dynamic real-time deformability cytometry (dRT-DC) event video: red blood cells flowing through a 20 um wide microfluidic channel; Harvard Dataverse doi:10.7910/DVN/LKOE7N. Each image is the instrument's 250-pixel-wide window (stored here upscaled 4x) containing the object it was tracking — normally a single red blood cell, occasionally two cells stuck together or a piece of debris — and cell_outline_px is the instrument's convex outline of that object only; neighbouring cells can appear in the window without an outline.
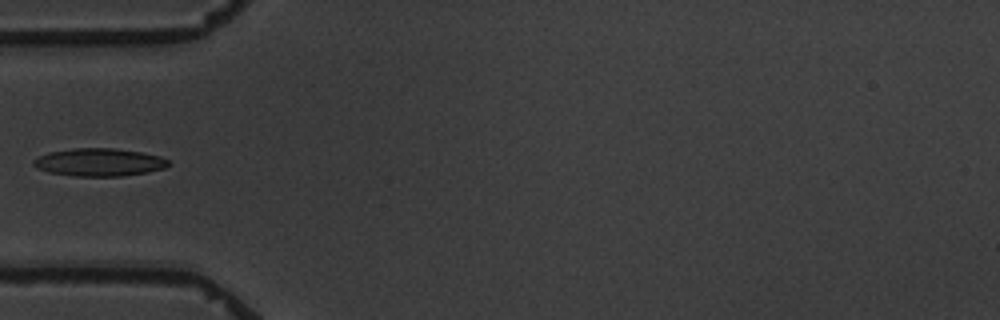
{"species": "common noctule bat (a hibernating species)", "species_latin": "Nyctalus noctula", "temperature_condition": "warm", "stored_images_in_passage": 6, "camera_frame_rate_fps": 3000, "um_per_image_px": 0.085, "animal": {"sex": "male", "body_mass_g": 19.5, "forearm_length_mm": 54.6}, "frame": {"image": 1, "passage_image": 6, "time_ms": 6.0, "image_size_px": [1000, 320], "cell_outline_px": [[172, 164], [164, 168], [144, 172], [120, 176], [72, 176], [48, 172], [36, 168], [32, 164], [32, 160], [36, 156], [48, 152], [72, 148], [112, 148], [140, 152], [160, 156], [168, 160]], "centroid_in_image_um": [8.36, 13.78], "position_along_channel_um": 76.6, "area_um2": 21.96}}